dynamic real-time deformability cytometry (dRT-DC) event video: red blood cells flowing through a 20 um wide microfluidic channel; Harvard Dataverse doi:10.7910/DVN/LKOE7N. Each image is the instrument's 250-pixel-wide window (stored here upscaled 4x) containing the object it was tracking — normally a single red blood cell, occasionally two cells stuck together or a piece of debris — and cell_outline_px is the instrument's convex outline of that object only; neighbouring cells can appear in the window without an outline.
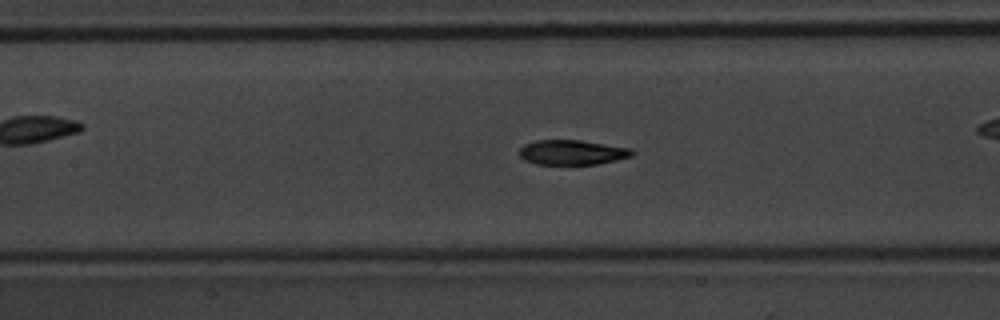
{"species": "common noctule bat (a hibernating species)", "species_latin": "Nyctalus noctula", "temperature_condition": "warm", "stored_images_in_passage": 54, "camera_frame_rate_fps": 3000, "um_per_image_px": 0.085, "animal": {"sex": "male", "body_mass_g": 20.1, "forearm_length_mm": 53.5}, "frame": {"image": 1, "passage_image": 24, "time_ms": 7.667, "image_size_px": [1000, 320], "cell_outline_px": [[636, 152], [632, 156], [616, 160], [596, 164], [536, 164], [524, 160], [520, 156], [520, 148], [524, 144], [536, 140], [580, 140], [632, 148]], "centroid_in_image_um": [48.65, 12.94], "position_along_channel_um": 158.7, "area_um2": 16.36}, "authors_computed_cell_mechanics": {"area_um2": 16.6464, "velocity_mm_per_s": 3.7518, "shape_relaxation_time_tau1_ms": 4.4801, "shape_relaxation_time_tau2_ms": 2.2723, "deformation_change_tau1": 0.1761, "deformation_change_tau2": 0.0749}}